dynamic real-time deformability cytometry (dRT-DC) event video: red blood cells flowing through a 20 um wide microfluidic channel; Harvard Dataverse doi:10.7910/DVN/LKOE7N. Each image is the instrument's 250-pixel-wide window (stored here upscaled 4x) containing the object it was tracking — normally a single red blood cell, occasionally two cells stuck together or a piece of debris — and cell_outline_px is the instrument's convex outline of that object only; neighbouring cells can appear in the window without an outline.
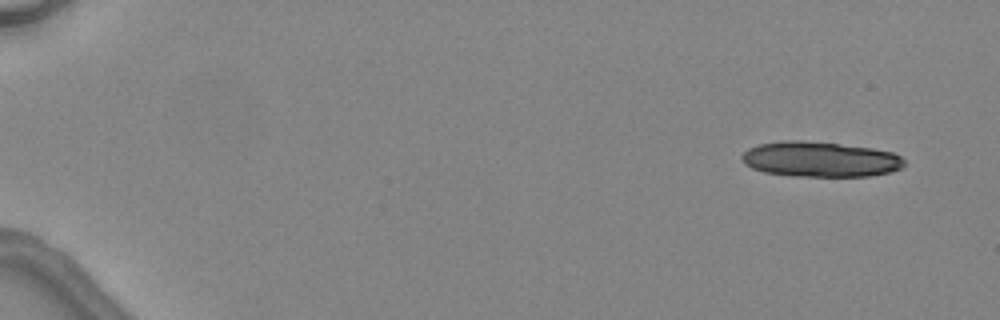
{"species": "common noctule bat (a hibernating species)", "species_latin": "Nyctalus noctula", "temperature_condition": "warm", "stored_images_in_passage": 4, "camera_frame_rate_fps": 3000, "um_per_image_px": 0.085, "animal": {"sex": "female", "body_mass_g": 24.6, "forearm_length_mm": 56.2}, "frame": {"image": 1, "passage_image": 1, "time_ms": 0.0, "image_size_px": [1000, 320], "cell_outline_px": [[908, 164], [904, 168], [892, 172], [868, 176], [796, 176], [764, 172], [752, 168], [744, 164], [740, 156], [748, 148], [760, 144], [780, 140], [804, 140], [872, 148], [892, 152], [900, 156]], "centroid_in_image_um": [69.74, 13.54], "position_along_channel_um": 15.3, "area_um2": 33.64}}
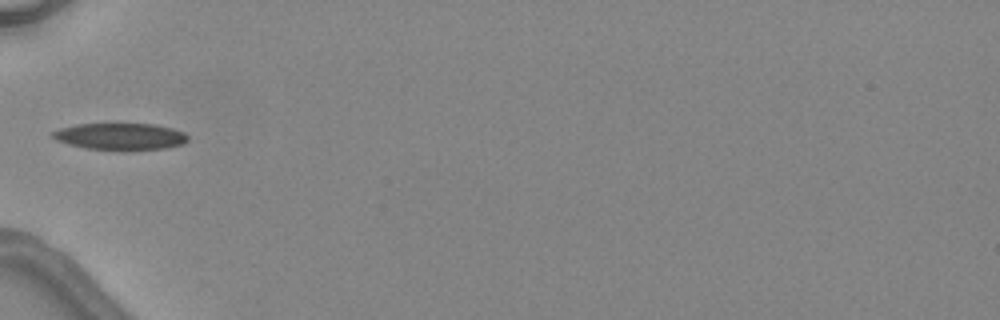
{"frame": {"image": 2, "passage_image": 4, "time_ms": 5.333, "image_size_px": [1000, 320], "cell_outline_px": [[188, 140], [184, 144], [168, 148], [84, 148], [68, 144], [56, 140], [52, 136], [52, 132], [60, 128], [76, 124], [156, 124], [172, 128], [184, 132], [188, 136]], "centroid_in_image_um": [10.24, 11.57], "position_along_channel_um": 74.8, "area_um2": 20.52}}